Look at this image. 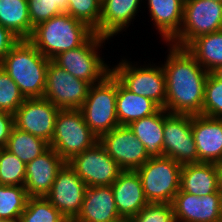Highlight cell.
Masks as SVG:
<instances>
[{
	"label": "cell",
	"mask_w": 222,
	"mask_h": 222,
	"mask_svg": "<svg viewBox=\"0 0 222 222\" xmlns=\"http://www.w3.org/2000/svg\"><path fill=\"white\" fill-rule=\"evenodd\" d=\"M168 54L162 68L166 78L165 110L170 114L201 115L206 71L184 47L165 43Z\"/></svg>",
	"instance_id": "obj_1"
},
{
	"label": "cell",
	"mask_w": 222,
	"mask_h": 222,
	"mask_svg": "<svg viewBox=\"0 0 222 222\" xmlns=\"http://www.w3.org/2000/svg\"><path fill=\"white\" fill-rule=\"evenodd\" d=\"M49 59L29 40H20L4 57L0 67L27 98L43 97Z\"/></svg>",
	"instance_id": "obj_2"
},
{
	"label": "cell",
	"mask_w": 222,
	"mask_h": 222,
	"mask_svg": "<svg viewBox=\"0 0 222 222\" xmlns=\"http://www.w3.org/2000/svg\"><path fill=\"white\" fill-rule=\"evenodd\" d=\"M94 31L68 13L54 16L33 28L28 39L46 58L81 46Z\"/></svg>",
	"instance_id": "obj_3"
},
{
	"label": "cell",
	"mask_w": 222,
	"mask_h": 222,
	"mask_svg": "<svg viewBox=\"0 0 222 222\" xmlns=\"http://www.w3.org/2000/svg\"><path fill=\"white\" fill-rule=\"evenodd\" d=\"M108 40L93 33L81 46L58 54L52 61L91 85L100 83L111 73L110 64L100 56V49Z\"/></svg>",
	"instance_id": "obj_4"
},
{
	"label": "cell",
	"mask_w": 222,
	"mask_h": 222,
	"mask_svg": "<svg viewBox=\"0 0 222 222\" xmlns=\"http://www.w3.org/2000/svg\"><path fill=\"white\" fill-rule=\"evenodd\" d=\"M123 58L111 67L114 77L132 93L147 97L165 109L166 78L162 65H151L150 62L139 66L137 62Z\"/></svg>",
	"instance_id": "obj_5"
},
{
	"label": "cell",
	"mask_w": 222,
	"mask_h": 222,
	"mask_svg": "<svg viewBox=\"0 0 222 222\" xmlns=\"http://www.w3.org/2000/svg\"><path fill=\"white\" fill-rule=\"evenodd\" d=\"M117 79L110 73L100 83L90 86L82 107L85 123L99 139L119 126L116 114Z\"/></svg>",
	"instance_id": "obj_6"
},
{
	"label": "cell",
	"mask_w": 222,
	"mask_h": 222,
	"mask_svg": "<svg viewBox=\"0 0 222 222\" xmlns=\"http://www.w3.org/2000/svg\"><path fill=\"white\" fill-rule=\"evenodd\" d=\"M182 165L169 157L150 158L136 172L149 203H172L180 190Z\"/></svg>",
	"instance_id": "obj_7"
},
{
	"label": "cell",
	"mask_w": 222,
	"mask_h": 222,
	"mask_svg": "<svg viewBox=\"0 0 222 222\" xmlns=\"http://www.w3.org/2000/svg\"><path fill=\"white\" fill-rule=\"evenodd\" d=\"M99 139L85 123L80 109H60L54 134L49 143L66 162L74 155L91 148Z\"/></svg>",
	"instance_id": "obj_8"
},
{
	"label": "cell",
	"mask_w": 222,
	"mask_h": 222,
	"mask_svg": "<svg viewBox=\"0 0 222 222\" xmlns=\"http://www.w3.org/2000/svg\"><path fill=\"white\" fill-rule=\"evenodd\" d=\"M222 30V2L188 0L183 5L181 30L169 42L186 48L195 38Z\"/></svg>",
	"instance_id": "obj_9"
},
{
	"label": "cell",
	"mask_w": 222,
	"mask_h": 222,
	"mask_svg": "<svg viewBox=\"0 0 222 222\" xmlns=\"http://www.w3.org/2000/svg\"><path fill=\"white\" fill-rule=\"evenodd\" d=\"M67 163L87 187L111 185L123 171L99 141Z\"/></svg>",
	"instance_id": "obj_10"
},
{
	"label": "cell",
	"mask_w": 222,
	"mask_h": 222,
	"mask_svg": "<svg viewBox=\"0 0 222 222\" xmlns=\"http://www.w3.org/2000/svg\"><path fill=\"white\" fill-rule=\"evenodd\" d=\"M90 86V83L74 77L50 60L43 97L59 109H80Z\"/></svg>",
	"instance_id": "obj_11"
},
{
	"label": "cell",
	"mask_w": 222,
	"mask_h": 222,
	"mask_svg": "<svg viewBox=\"0 0 222 222\" xmlns=\"http://www.w3.org/2000/svg\"><path fill=\"white\" fill-rule=\"evenodd\" d=\"M163 156L181 165L198 163V152L192 133V115L170 114L164 109Z\"/></svg>",
	"instance_id": "obj_12"
},
{
	"label": "cell",
	"mask_w": 222,
	"mask_h": 222,
	"mask_svg": "<svg viewBox=\"0 0 222 222\" xmlns=\"http://www.w3.org/2000/svg\"><path fill=\"white\" fill-rule=\"evenodd\" d=\"M99 142L123 171H136L150 159L146 148L128 125H119L110 132L104 133L99 138Z\"/></svg>",
	"instance_id": "obj_13"
},
{
	"label": "cell",
	"mask_w": 222,
	"mask_h": 222,
	"mask_svg": "<svg viewBox=\"0 0 222 222\" xmlns=\"http://www.w3.org/2000/svg\"><path fill=\"white\" fill-rule=\"evenodd\" d=\"M59 108L44 97L27 98L14 115V127L50 143Z\"/></svg>",
	"instance_id": "obj_14"
},
{
	"label": "cell",
	"mask_w": 222,
	"mask_h": 222,
	"mask_svg": "<svg viewBox=\"0 0 222 222\" xmlns=\"http://www.w3.org/2000/svg\"><path fill=\"white\" fill-rule=\"evenodd\" d=\"M87 185L66 163L58 172L46 198L69 221L79 214Z\"/></svg>",
	"instance_id": "obj_15"
},
{
	"label": "cell",
	"mask_w": 222,
	"mask_h": 222,
	"mask_svg": "<svg viewBox=\"0 0 222 222\" xmlns=\"http://www.w3.org/2000/svg\"><path fill=\"white\" fill-rule=\"evenodd\" d=\"M176 222H222V196H196L181 189L172 202Z\"/></svg>",
	"instance_id": "obj_16"
},
{
	"label": "cell",
	"mask_w": 222,
	"mask_h": 222,
	"mask_svg": "<svg viewBox=\"0 0 222 222\" xmlns=\"http://www.w3.org/2000/svg\"><path fill=\"white\" fill-rule=\"evenodd\" d=\"M67 162L51 147L26 164L24 187L29 197H46Z\"/></svg>",
	"instance_id": "obj_17"
},
{
	"label": "cell",
	"mask_w": 222,
	"mask_h": 222,
	"mask_svg": "<svg viewBox=\"0 0 222 222\" xmlns=\"http://www.w3.org/2000/svg\"><path fill=\"white\" fill-rule=\"evenodd\" d=\"M192 133L198 152V162L222 161V118L192 116Z\"/></svg>",
	"instance_id": "obj_18"
},
{
	"label": "cell",
	"mask_w": 222,
	"mask_h": 222,
	"mask_svg": "<svg viewBox=\"0 0 222 222\" xmlns=\"http://www.w3.org/2000/svg\"><path fill=\"white\" fill-rule=\"evenodd\" d=\"M141 2L143 0H102L99 35L111 40L127 30L141 11Z\"/></svg>",
	"instance_id": "obj_19"
},
{
	"label": "cell",
	"mask_w": 222,
	"mask_h": 222,
	"mask_svg": "<svg viewBox=\"0 0 222 222\" xmlns=\"http://www.w3.org/2000/svg\"><path fill=\"white\" fill-rule=\"evenodd\" d=\"M111 188L120 216L132 217L149 203L144 195L141 178L134 170L122 171Z\"/></svg>",
	"instance_id": "obj_20"
},
{
	"label": "cell",
	"mask_w": 222,
	"mask_h": 222,
	"mask_svg": "<svg viewBox=\"0 0 222 222\" xmlns=\"http://www.w3.org/2000/svg\"><path fill=\"white\" fill-rule=\"evenodd\" d=\"M120 217L111 185L87 187L81 210L72 222H111Z\"/></svg>",
	"instance_id": "obj_21"
},
{
	"label": "cell",
	"mask_w": 222,
	"mask_h": 222,
	"mask_svg": "<svg viewBox=\"0 0 222 222\" xmlns=\"http://www.w3.org/2000/svg\"><path fill=\"white\" fill-rule=\"evenodd\" d=\"M149 16L165 43H169L181 30L183 5L181 0H145Z\"/></svg>",
	"instance_id": "obj_22"
},
{
	"label": "cell",
	"mask_w": 222,
	"mask_h": 222,
	"mask_svg": "<svg viewBox=\"0 0 222 222\" xmlns=\"http://www.w3.org/2000/svg\"><path fill=\"white\" fill-rule=\"evenodd\" d=\"M180 189L200 197L218 191L216 164L198 162L182 165Z\"/></svg>",
	"instance_id": "obj_23"
},
{
	"label": "cell",
	"mask_w": 222,
	"mask_h": 222,
	"mask_svg": "<svg viewBox=\"0 0 222 222\" xmlns=\"http://www.w3.org/2000/svg\"><path fill=\"white\" fill-rule=\"evenodd\" d=\"M128 126L144 145L150 158L163 157L164 108L151 116L135 120Z\"/></svg>",
	"instance_id": "obj_24"
},
{
	"label": "cell",
	"mask_w": 222,
	"mask_h": 222,
	"mask_svg": "<svg viewBox=\"0 0 222 222\" xmlns=\"http://www.w3.org/2000/svg\"><path fill=\"white\" fill-rule=\"evenodd\" d=\"M159 109L151 99L132 93L117 80L116 114L119 125H129L135 120L153 115Z\"/></svg>",
	"instance_id": "obj_25"
},
{
	"label": "cell",
	"mask_w": 222,
	"mask_h": 222,
	"mask_svg": "<svg viewBox=\"0 0 222 222\" xmlns=\"http://www.w3.org/2000/svg\"><path fill=\"white\" fill-rule=\"evenodd\" d=\"M0 25L20 40H28L34 28L29 16L28 0H0Z\"/></svg>",
	"instance_id": "obj_26"
},
{
	"label": "cell",
	"mask_w": 222,
	"mask_h": 222,
	"mask_svg": "<svg viewBox=\"0 0 222 222\" xmlns=\"http://www.w3.org/2000/svg\"><path fill=\"white\" fill-rule=\"evenodd\" d=\"M186 49L210 72L222 64V30L195 38Z\"/></svg>",
	"instance_id": "obj_27"
},
{
	"label": "cell",
	"mask_w": 222,
	"mask_h": 222,
	"mask_svg": "<svg viewBox=\"0 0 222 222\" xmlns=\"http://www.w3.org/2000/svg\"><path fill=\"white\" fill-rule=\"evenodd\" d=\"M5 148L27 164L44 153L49 148V143L13 127Z\"/></svg>",
	"instance_id": "obj_28"
},
{
	"label": "cell",
	"mask_w": 222,
	"mask_h": 222,
	"mask_svg": "<svg viewBox=\"0 0 222 222\" xmlns=\"http://www.w3.org/2000/svg\"><path fill=\"white\" fill-rule=\"evenodd\" d=\"M28 198L24 186L0 185V220H19Z\"/></svg>",
	"instance_id": "obj_29"
},
{
	"label": "cell",
	"mask_w": 222,
	"mask_h": 222,
	"mask_svg": "<svg viewBox=\"0 0 222 222\" xmlns=\"http://www.w3.org/2000/svg\"><path fill=\"white\" fill-rule=\"evenodd\" d=\"M20 222H69L46 197H29Z\"/></svg>",
	"instance_id": "obj_30"
},
{
	"label": "cell",
	"mask_w": 222,
	"mask_h": 222,
	"mask_svg": "<svg viewBox=\"0 0 222 222\" xmlns=\"http://www.w3.org/2000/svg\"><path fill=\"white\" fill-rule=\"evenodd\" d=\"M26 164L5 147L0 148V185L24 186Z\"/></svg>",
	"instance_id": "obj_31"
},
{
	"label": "cell",
	"mask_w": 222,
	"mask_h": 222,
	"mask_svg": "<svg viewBox=\"0 0 222 222\" xmlns=\"http://www.w3.org/2000/svg\"><path fill=\"white\" fill-rule=\"evenodd\" d=\"M102 0H68L67 13L99 35Z\"/></svg>",
	"instance_id": "obj_32"
},
{
	"label": "cell",
	"mask_w": 222,
	"mask_h": 222,
	"mask_svg": "<svg viewBox=\"0 0 222 222\" xmlns=\"http://www.w3.org/2000/svg\"><path fill=\"white\" fill-rule=\"evenodd\" d=\"M28 9L31 25L35 27L54 16L67 13L68 0H28Z\"/></svg>",
	"instance_id": "obj_33"
},
{
	"label": "cell",
	"mask_w": 222,
	"mask_h": 222,
	"mask_svg": "<svg viewBox=\"0 0 222 222\" xmlns=\"http://www.w3.org/2000/svg\"><path fill=\"white\" fill-rule=\"evenodd\" d=\"M24 100L17 84L0 67V112L14 114Z\"/></svg>",
	"instance_id": "obj_34"
},
{
	"label": "cell",
	"mask_w": 222,
	"mask_h": 222,
	"mask_svg": "<svg viewBox=\"0 0 222 222\" xmlns=\"http://www.w3.org/2000/svg\"><path fill=\"white\" fill-rule=\"evenodd\" d=\"M201 115L222 118V80L215 78L210 72L205 83Z\"/></svg>",
	"instance_id": "obj_35"
},
{
	"label": "cell",
	"mask_w": 222,
	"mask_h": 222,
	"mask_svg": "<svg viewBox=\"0 0 222 222\" xmlns=\"http://www.w3.org/2000/svg\"><path fill=\"white\" fill-rule=\"evenodd\" d=\"M131 218L132 222H176L172 203H148Z\"/></svg>",
	"instance_id": "obj_36"
},
{
	"label": "cell",
	"mask_w": 222,
	"mask_h": 222,
	"mask_svg": "<svg viewBox=\"0 0 222 222\" xmlns=\"http://www.w3.org/2000/svg\"><path fill=\"white\" fill-rule=\"evenodd\" d=\"M20 41L10 30L0 25V64L9 51Z\"/></svg>",
	"instance_id": "obj_37"
},
{
	"label": "cell",
	"mask_w": 222,
	"mask_h": 222,
	"mask_svg": "<svg viewBox=\"0 0 222 222\" xmlns=\"http://www.w3.org/2000/svg\"><path fill=\"white\" fill-rule=\"evenodd\" d=\"M13 127L14 115L8 112H0V148L6 147Z\"/></svg>",
	"instance_id": "obj_38"
},
{
	"label": "cell",
	"mask_w": 222,
	"mask_h": 222,
	"mask_svg": "<svg viewBox=\"0 0 222 222\" xmlns=\"http://www.w3.org/2000/svg\"><path fill=\"white\" fill-rule=\"evenodd\" d=\"M217 166V186H218V192L222 196V161L216 164Z\"/></svg>",
	"instance_id": "obj_39"
},
{
	"label": "cell",
	"mask_w": 222,
	"mask_h": 222,
	"mask_svg": "<svg viewBox=\"0 0 222 222\" xmlns=\"http://www.w3.org/2000/svg\"><path fill=\"white\" fill-rule=\"evenodd\" d=\"M210 73L217 79L222 80V64L216 66Z\"/></svg>",
	"instance_id": "obj_40"
},
{
	"label": "cell",
	"mask_w": 222,
	"mask_h": 222,
	"mask_svg": "<svg viewBox=\"0 0 222 222\" xmlns=\"http://www.w3.org/2000/svg\"><path fill=\"white\" fill-rule=\"evenodd\" d=\"M111 222H132V218L126 217V216H120V217L112 220Z\"/></svg>",
	"instance_id": "obj_41"
},
{
	"label": "cell",
	"mask_w": 222,
	"mask_h": 222,
	"mask_svg": "<svg viewBox=\"0 0 222 222\" xmlns=\"http://www.w3.org/2000/svg\"><path fill=\"white\" fill-rule=\"evenodd\" d=\"M0 222H20V220H0Z\"/></svg>",
	"instance_id": "obj_42"
},
{
	"label": "cell",
	"mask_w": 222,
	"mask_h": 222,
	"mask_svg": "<svg viewBox=\"0 0 222 222\" xmlns=\"http://www.w3.org/2000/svg\"><path fill=\"white\" fill-rule=\"evenodd\" d=\"M212 1H216V2H222V0H212Z\"/></svg>",
	"instance_id": "obj_43"
}]
</instances>
